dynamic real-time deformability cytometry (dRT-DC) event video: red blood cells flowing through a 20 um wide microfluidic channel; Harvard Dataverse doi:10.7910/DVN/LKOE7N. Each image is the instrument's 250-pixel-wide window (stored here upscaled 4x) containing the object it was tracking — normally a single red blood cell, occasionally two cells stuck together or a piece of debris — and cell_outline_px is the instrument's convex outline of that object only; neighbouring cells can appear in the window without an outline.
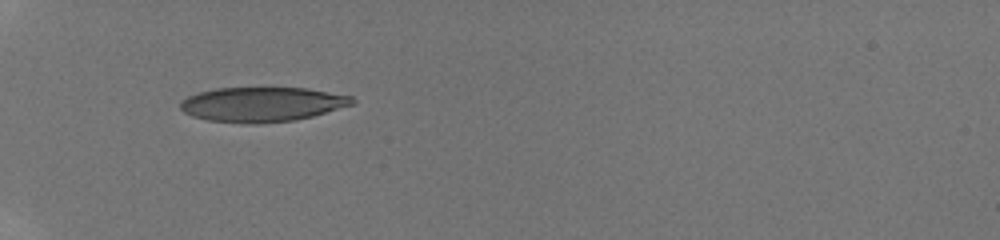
{"species": "human", "species_latin": "Homo sapiens", "temperature_condition": "room temperature", "stored_images_in_passage": 11, "camera_frame_rate_fps": 3000, "um_per_image_px": 0.085, "donor": {"sex": "male"}, "frame": {"image": 1, "passage_image": 1, "time_ms": 0.0, "image_size_px": [1000, 240], "cell_outline_px": [[356, 104], [312, 116], [296, 120], [260, 124], [248, 124], [208, 120], [192, 116], [184, 112], [180, 108], [180, 100], [196, 92], [216, 88], [308, 88], [352, 96], [356, 100]], "centroid_in_image_um": [22.28, 8.87], "position_along_channel_um": 62.7, "area_um2": 35.08}}
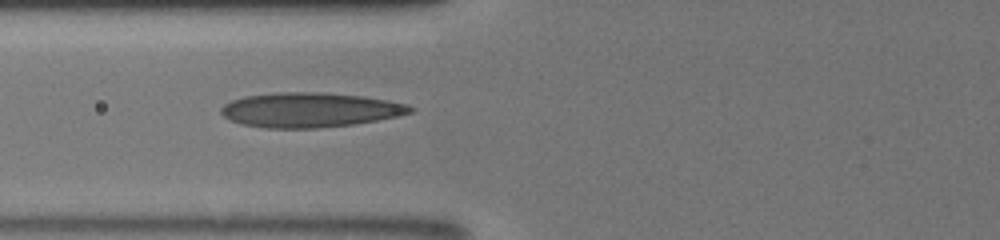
{"frame": {"image": 2, "passage_image": 5, "time_ms": 1.333, "image_size_px": [1000, 240], "cell_outline_px": [[416, 108], [412, 112], [400, 116], [352, 124], [316, 128], [264, 128], [240, 124], [228, 120], [220, 112], [220, 108], [224, 104], [232, 100], [244, 96], [276, 92], [320, 92], [364, 96], [388, 100], [408, 104]], "centroid_in_image_um": [26.33, 9.34], "position_along_channel_um": 99.5, "area_um2": 38.49}}
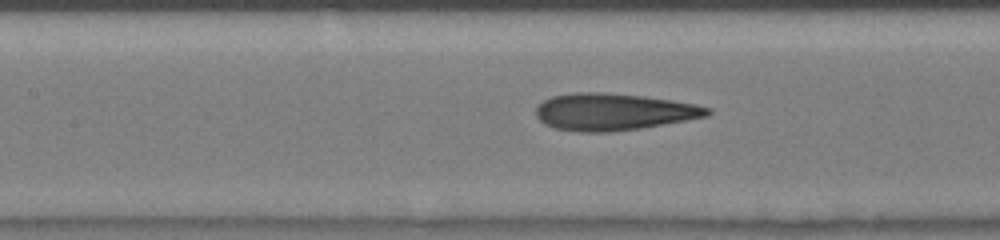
{"frame": {"image": 3, "passage_image": 10, "time_ms": 2.667, "image_size_px": [1000, 240], "cell_outline_px": [[712, 112], [708, 116], [640, 128], [608, 132], [580, 132], [556, 128], [544, 124], [536, 116], [536, 108], [544, 100], [552, 96], [576, 92], [604, 92], [644, 96], [672, 100], [696, 104], [712, 108]], "centroid_in_image_um": [52.16, 9.5], "position_along_channel_um": 155.2, "area_um2": 36.88}}